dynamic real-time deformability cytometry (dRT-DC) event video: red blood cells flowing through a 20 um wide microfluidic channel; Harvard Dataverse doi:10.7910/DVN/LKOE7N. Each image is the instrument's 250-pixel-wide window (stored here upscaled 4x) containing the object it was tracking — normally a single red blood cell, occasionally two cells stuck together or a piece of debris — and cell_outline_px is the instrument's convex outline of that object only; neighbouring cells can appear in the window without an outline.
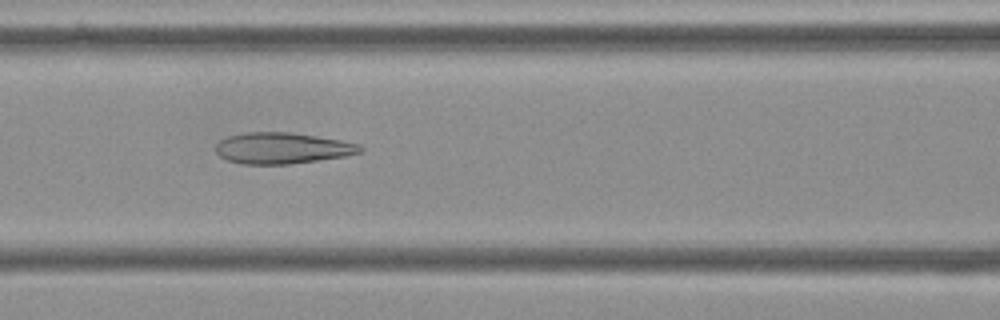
{"species": "Egyptian fruit bat (a non-hibernating species)", "species_latin": "Rousettus aegyptiacus", "temperature_condition": "cold", "stored_images_in_passage": 55, "camera_frame_rate_fps": 3000, "um_per_image_px": 0.085, "frame": {"image": 1, "passage_image": 23, "time_ms": 7.333, "image_size_px": [1000, 320], "cell_outline_px": [[364, 148], [360, 152], [348, 156], [288, 164], [240, 164], [228, 160], [220, 156], [216, 152], [216, 144], [220, 140], [228, 136], [244, 132], [288, 132], [316, 136], [340, 140], [360, 144]], "centroid_in_image_um": [23.99, 12.59], "position_along_channel_um": 142.6, "area_um2": 26.24}}
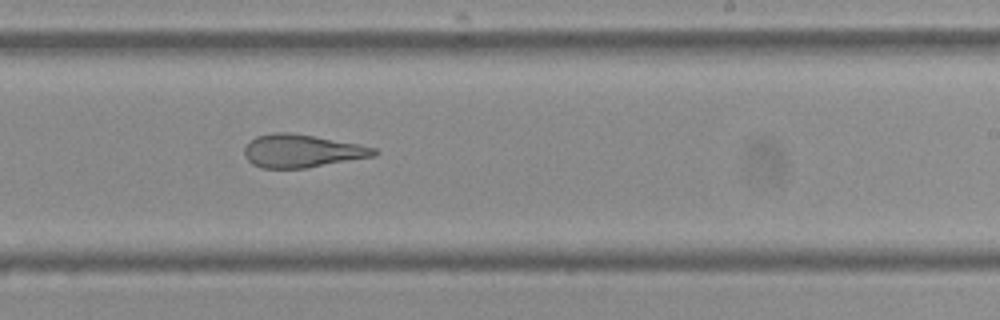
{"frame": {"image": 2, "passage_image": 33, "time_ms": 10.667, "image_size_px": [1000, 320], "cell_outline_px": [[380, 152], [376, 156], [304, 168], [260, 168], [252, 164], [244, 156], [244, 148], [256, 136], [272, 132], [288, 132], [312, 136], [356, 144], [376, 148]], "centroid_in_image_um": [25.64, 12.84], "position_along_channel_um": 263.4, "area_um2": 24.74}}
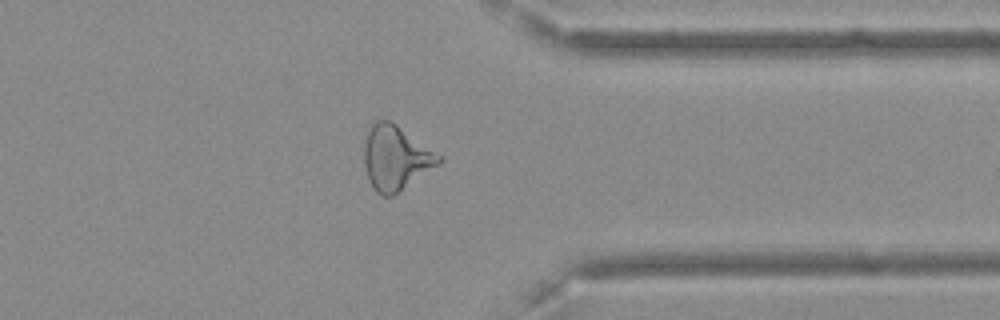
{"frame": {"image": 3, "passage_image": 43, "time_ms": 14.0, "image_size_px": [1000, 320], "cell_outline_px": [[444, 160], [440, 164], [392, 196], [384, 196], [376, 192], [372, 188], [364, 164], [364, 144], [368, 132], [372, 124], [376, 120], [388, 120], [396, 124], [444, 156]], "centroid_in_image_um": [33.67, 13.41], "position_along_channel_um": 377.7, "area_um2": 28.09}, "authors_computed_cell_mechanics": {"area_um2": 28.7266, "velocity_mm_per_s": 3.6282, "shape_relaxation_time_tau1_ms": null, "shape_relaxation_time_tau2_ms": 2.563, "deformation_change_tau1": null, "deformation_change_tau2": 0.1161}}